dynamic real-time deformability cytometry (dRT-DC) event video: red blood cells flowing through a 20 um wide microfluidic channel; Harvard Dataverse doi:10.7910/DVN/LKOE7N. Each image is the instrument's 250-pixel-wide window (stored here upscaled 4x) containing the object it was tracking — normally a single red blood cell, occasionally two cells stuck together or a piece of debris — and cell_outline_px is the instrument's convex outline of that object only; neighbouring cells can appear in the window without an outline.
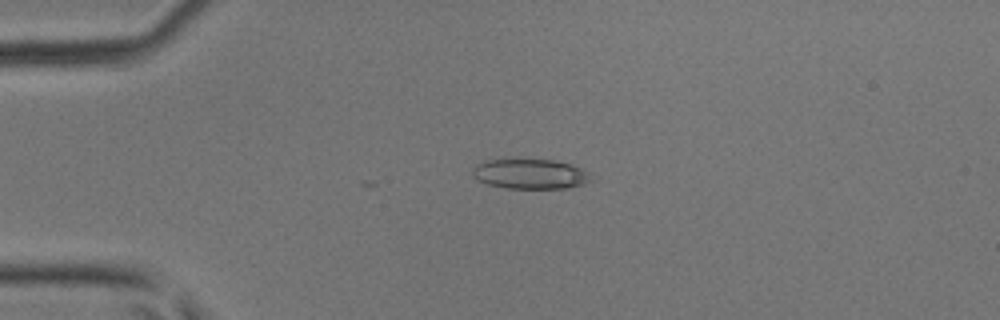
{"species": "common noctule bat (a hibernating species)", "species_latin": "Nyctalus noctula", "temperature_condition": "room temperature", "stored_images_in_passage": 29, "camera_frame_rate_fps": 3000, "um_per_image_px": 0.085, "animal": {"sex": "male", "body_mass_g": 17.9, "forearm_length_mm": 54.2}, "frame": {"image": 1, "passage_image": 2, "time_ms": 0.333, "image_size_px": [1000, 320], "cell_outline_px": [[592, 180], [584, 184], [568, 188], [504, 188], [488, 184], [476, 180], [472, 176], [472, 168], [476, 164], [484, 160], [508, 156], [552, 160], [568, 164], [580, 168], [588, 172]], "centroid_in_image_um": [44.96, 14.74], "position_along_channel_um": 40.0, "area_um2": 21.56}}
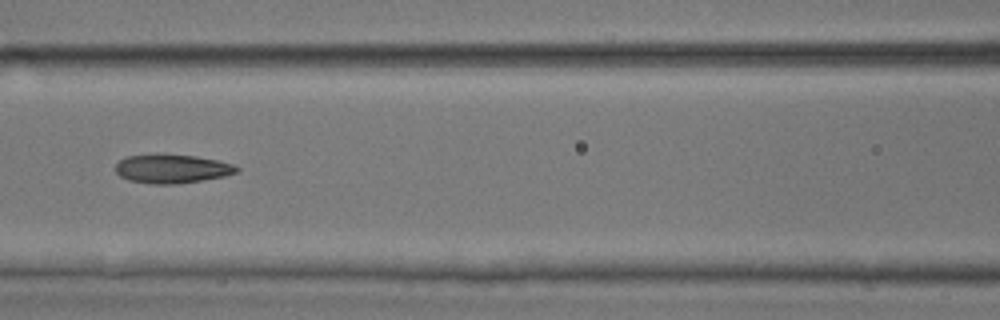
{"frame": {"image": 2, "passage_image": 12, "time_ms": 3.667, "image_size_px": [1000, 320], "cell_outline_px": [[240, 168], [236, 172], [224, 176], [176, 184], [152, 184], [128, 180], [120, 176], [116, 172], [116, 164], [124, 156], [196, 156], [216, 160], [232, 164]], "centroid_in_image_um": [14.6, 14.37], "position_along_channel_um": 152.0, "area_um2": 19.65}}
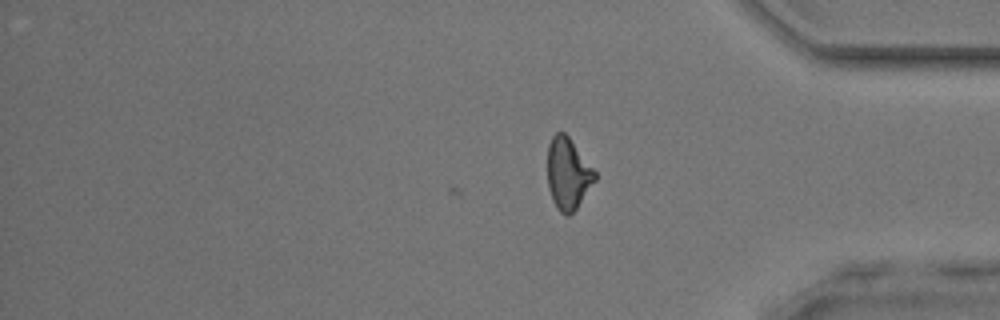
{"frame": {"image": 3, "passage_image": 29, "time_ms": 9.333, "image_size_px": [1000, 320], "cell_outline_px": [[596, 180], [576, 208], [568, 216], [564, 216], [556, 208], [552, 200], [548, 188], [548, 144], [552, 136], [556, 132], [564, 132], [568, 136], [596, 172]], "centroid_in_image_um": [48.26, 14.77], "position_along_channel_um": 386.9, "area_um2": 19.71}}